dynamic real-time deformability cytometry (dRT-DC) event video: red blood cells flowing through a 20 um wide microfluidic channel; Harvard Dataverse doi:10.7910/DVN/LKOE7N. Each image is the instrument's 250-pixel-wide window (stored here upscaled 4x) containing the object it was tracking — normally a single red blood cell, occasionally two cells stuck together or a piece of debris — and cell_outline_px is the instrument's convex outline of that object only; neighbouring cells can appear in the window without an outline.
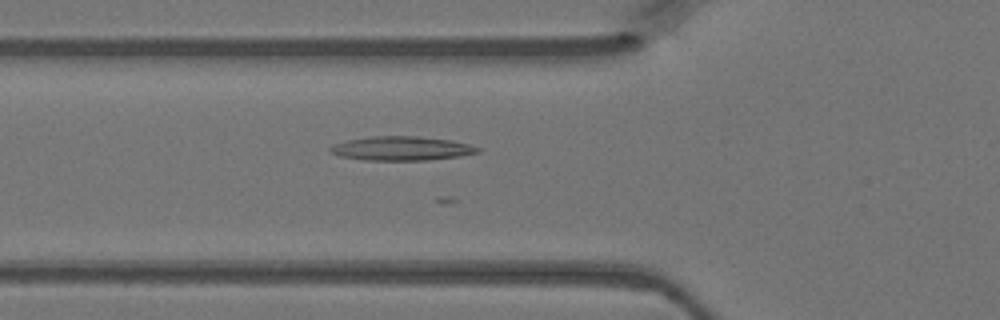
{"species": "Egyptian fruit bat (a non-hibernating species)", "species_latin": "Rousettus aegyptiacus", "temperature_condition": "warm", "stored_images_in_passage": 10, "camera_frame_rate_fps": 3000, "um_per_image_px": 0.085, "animal": {"sex": "female"}, "frame": {"image": 1, "passage_image": 5, "time_ms": 1.333, "image_size_px": [1000, 320], "cell_outline_px": [[484, 148], [480, 152], [460, 156], [428, 160], [364, 160], [340, 156], [332, 152], [328, 148], [336, 144], [348, 140], [372, 136], [416, 136], [452, 140]], "centroid_in_image_um": [34.2, 12.62], "position_along_channel_um": 91.6, "area_um2": 20.63}}
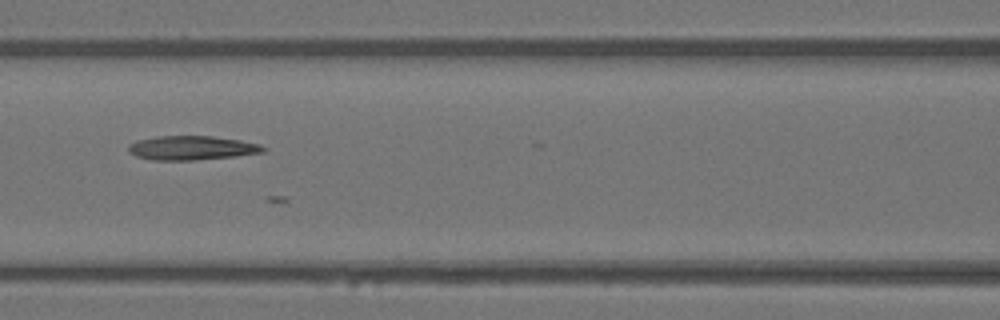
{"frame": {"image": 2, "passage_image": 9, "time_ms": 2.667, "image_size_px": [1000, 320], "cell_outline_px": [[268, 148], [264, 152], [236, 156], [196, 160], [152, 160], [136, 156], [128, 152], [128, 144], [136, 140], [156, 136], [212, 136], [240, 140], [260, 144]], "centroid_in_image_um": [16.29, 12.57], "position_along_channel_um": 150.3, "area_um2": 19.13}}